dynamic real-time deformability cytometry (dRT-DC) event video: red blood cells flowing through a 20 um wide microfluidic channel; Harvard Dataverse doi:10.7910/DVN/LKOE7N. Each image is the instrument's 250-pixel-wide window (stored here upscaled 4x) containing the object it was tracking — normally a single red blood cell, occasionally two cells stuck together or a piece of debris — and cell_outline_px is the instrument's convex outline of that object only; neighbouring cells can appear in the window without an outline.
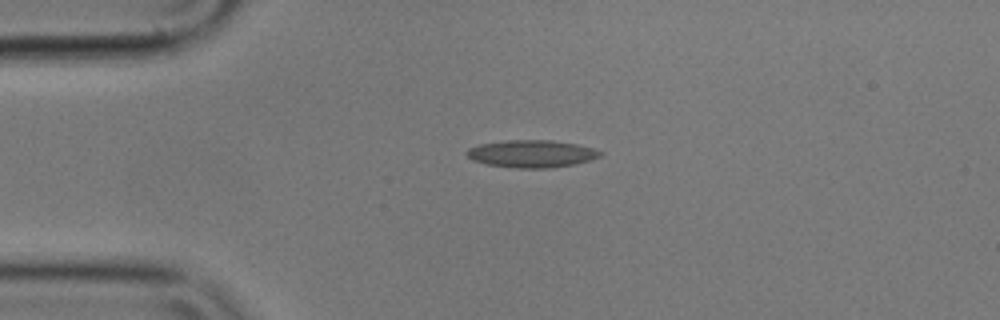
{"species": "common noctule bat (a hibernating species)", "species_latin": "Nyctalus noctula", "temperature_condition": "cold", "stored_images_in_passage": 44, "camera_frame_rate_fps": 3000, "um_per_image_px": 0.085, "animal": {"sex": "male", "body_mass_g": 17.9}, "frame": {"image": 1, "passage_image": 1, "time_ms": 0.0, "image_size_px": [1000, 320], "cell_outline_px": [[604, 152], [600, 156], [576, 164], [548, 168], [516, 168], [488, 164], [472, 160], [464, 152], [468, 148], [480, 144], [504, 140], [552, 140], [576, 144], [592, 148]], "centroid_in_image_um": [45.17, 13.06], "position_along_channel_um": 39.8, "area_um2": 21.27}}
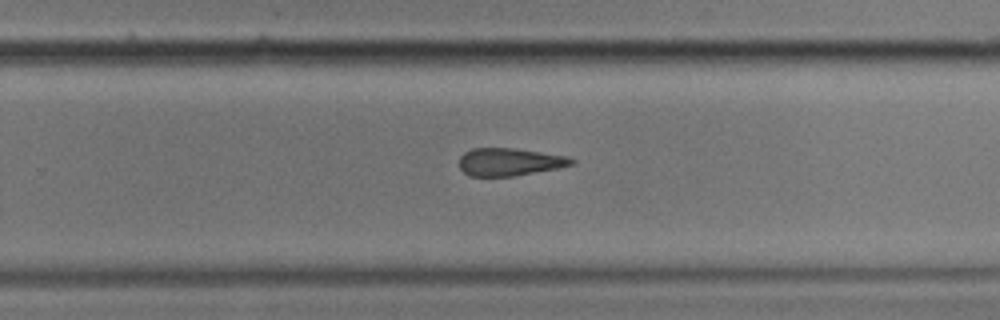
{"frame": {"image": 2, "passage_image": 24, "time_ms": 7.667, "image_size_px": [1000, 320], "cell_outline_px": [[576, 164], [556, 168], [512, 176], [472, 176], [464, 172], [460, 168], [460, 156], [464, 152], [472, 148], [512, 148], [568, 156], [576, 160]], "centroid_in_image_um": [43.32, 13.75], "position_along_channel_um": 286.5, "area_um2": 17.98}}
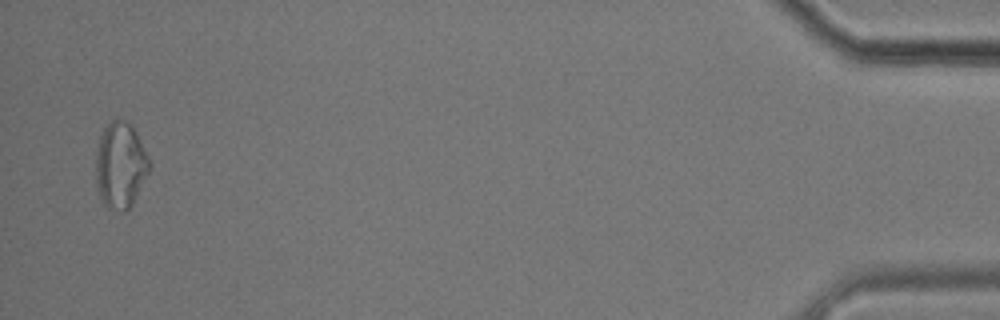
{"frame": {"image": 3, "passage_image": 43, "time_ms": 14.0, "image_size_px": [1000, 320], "cell_outline_px": [[152, 164], [132, 204], [124, 212], [108, 208], [100, 200], [96, 184], [96, 152], [100, 136], [104, 128], [112, 120], [124, 120], [132, 124]], "centroid_in_image_um": [10.23, 14.05], "position_along_channel_um": 425.0, "area_um2": 26.82}, "authors_computed_cell_mechanics": {"area_um2": 19.941, "velocity_mm_per_s": 3.5445, "shape_relaxation_time_tau1_ms": null, "shape_relaxation_time_tau2_ms": 6.9921, "deformation_change_tau1": null, "deformation_change_tau2": 0.1794}}